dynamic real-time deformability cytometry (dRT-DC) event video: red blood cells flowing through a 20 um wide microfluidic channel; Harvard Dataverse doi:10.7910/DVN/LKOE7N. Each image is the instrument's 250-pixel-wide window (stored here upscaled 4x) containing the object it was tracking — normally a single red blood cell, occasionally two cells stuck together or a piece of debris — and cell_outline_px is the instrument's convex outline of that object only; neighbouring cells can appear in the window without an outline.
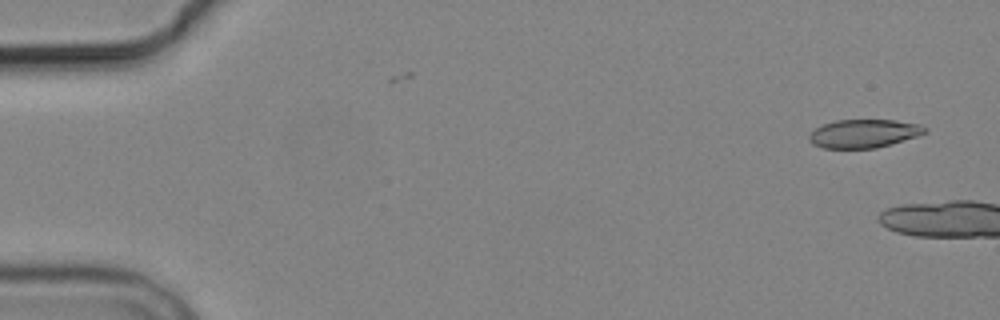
{"species": "common noctule bat (a hibernating species)", "species_latin": "Nyctalus noctula", "temperature_condition": "cold", "stored_images_in_passage": 3, "camera_frame_rate_fps": 3000, "um_per_image_px": 0.085, "animal": {"sex": "male", "body_mass_g": 19.2, "forearm_length_mm": 51.8}, "frame": {"image": 1, "passage_image": 1, "time_ms": 0.0, "image_size_px": [1000, 320], "cell_outline_px": [[928, 132], [892, 144], [876, 148], [824, 148], [812, 144], [808, 140], [808, 136], [816, 128], [824, 124], [836, 120], [896, 120], [920, 124], [928, 128]], "centroid_in_image_um": [73.44, 11.35], "position_along_channel_um": 11.6, "area_um2": 19.19}}